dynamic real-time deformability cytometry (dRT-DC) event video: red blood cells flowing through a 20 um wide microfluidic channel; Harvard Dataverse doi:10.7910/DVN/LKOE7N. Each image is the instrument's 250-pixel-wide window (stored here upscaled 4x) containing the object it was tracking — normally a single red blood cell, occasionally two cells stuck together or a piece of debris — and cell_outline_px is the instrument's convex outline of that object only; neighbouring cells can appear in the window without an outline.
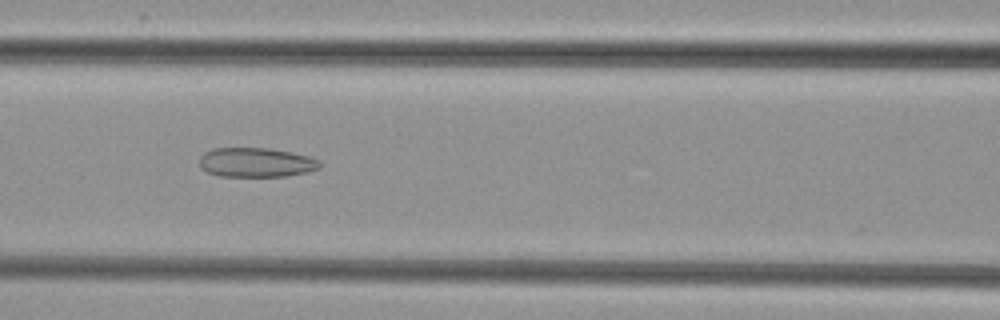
{"species": "common noctule bat (a hibernating species)", "species_latin": "Nyctalus noctula", "temperature_condition": "cold", "stored_images_in_passage": 6, "camera_frame_rate_fps": 3000, "um_per_image_px": 0.085, "animal": {"sex": "female", "body_mass_g": 29.2, "forearm_length_mm": 56.3}, "frame": {"image": 1, "passage_image": 5, "time_ms": 5.333, "image_size_px": [1000, 320], "cell_outline_px": [[320, 168], [308, 172], [288, 176], [220, 176], [208, 172], [200, 168], [200, 156], [204, 152], [212, 148], [268, 148], [308, 156], [320, 160]], "centroid_in_image_um": [21.76, 13.81], "position_along_channel_um": 144.8, "area_um2": 20.63}}
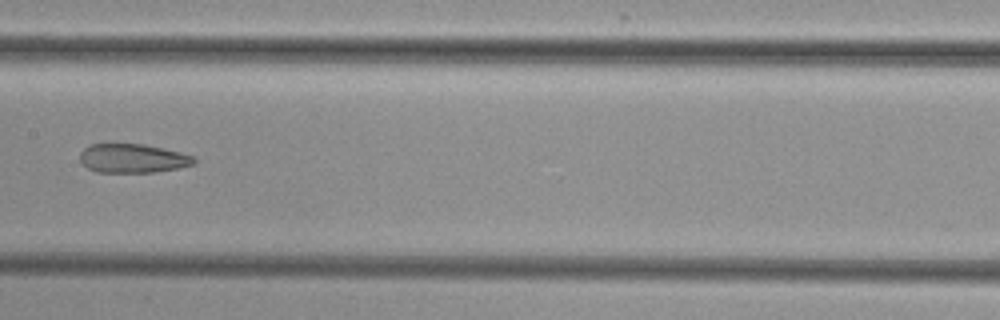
{"frame": {"image": 2, "passage_image": 6, "time_ms": 6.667, "image_size_px": [1000, 320], "cell_outline_px": [[196, 160], [192, 164], [180, 168], [152, 172], [96, 172], [88, 168], [80, 160], [80, 152], [88, 144], [144, 144], [164, 148], [180, 152], [192, 156]], "centroid_in_image_um": [11.26, 13.45], "position_along_channel_um": 196.1, "area_um2": 19.19}}